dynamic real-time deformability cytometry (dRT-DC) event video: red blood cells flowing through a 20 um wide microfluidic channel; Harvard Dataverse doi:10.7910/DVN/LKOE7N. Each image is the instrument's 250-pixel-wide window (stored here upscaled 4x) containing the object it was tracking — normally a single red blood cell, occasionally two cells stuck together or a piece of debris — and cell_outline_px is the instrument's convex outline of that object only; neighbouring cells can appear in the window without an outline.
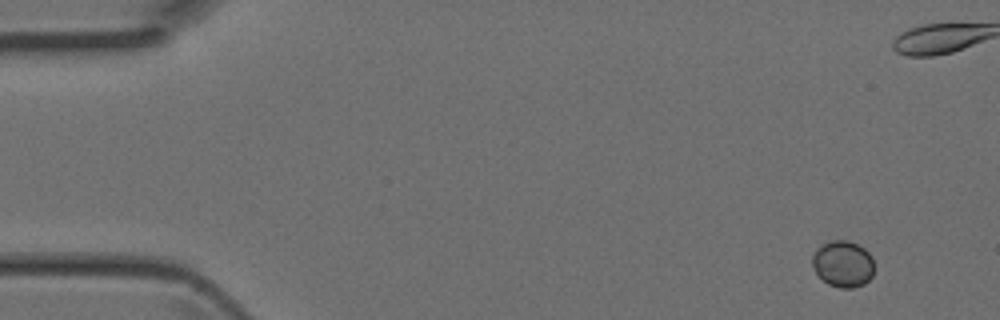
{"species": "Egyptian fruit bat (a non-hibernating species)", "species_latin": "Rousettus aegyptiacus", "temperature_condition": "room temperature", "stored_images_in_passage": 5, "camera_frame_rate_fps": 3000, "um_per_image_px": 0.085, "animal": {"sex": "female"}, "frame": {"image": 1, "passage_image": 1, "time_ms": 0.0, "image_size_px": [1000, 320], "cell_outline_px": [[872, 276], [864, 284], [852, 288], [840, 288], [828, 284], [816, 272], [812, 264], [812, 256], [824, 244], [832, 240], [848, 240], [864, 248], [872, 256]], "centroid_in_image_um": [71.67, 22.44], "position_along_channel_um": 13.3, "area_um2": 16.42}}